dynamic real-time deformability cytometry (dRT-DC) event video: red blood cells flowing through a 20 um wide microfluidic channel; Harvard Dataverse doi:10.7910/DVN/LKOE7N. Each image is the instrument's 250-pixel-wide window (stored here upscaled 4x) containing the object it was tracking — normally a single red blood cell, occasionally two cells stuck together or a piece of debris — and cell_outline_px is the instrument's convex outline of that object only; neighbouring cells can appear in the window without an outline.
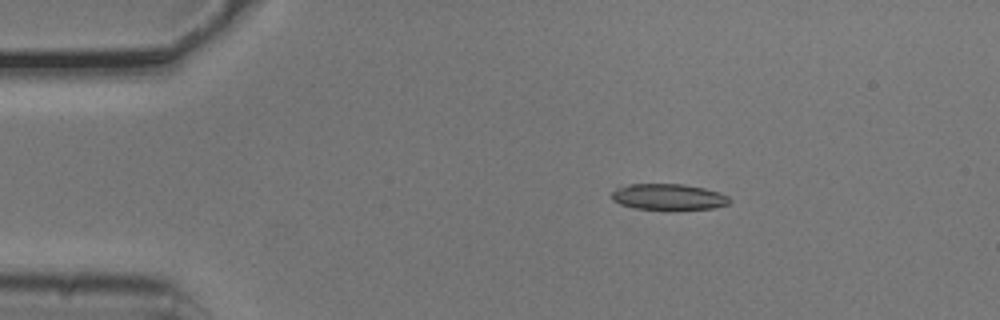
{"species": "common noctule bat (a hibernating species)", "species_latin": "Nyctalus noctula", "temperature_condition": "cold", "stored_images_in_passage": 6, "camera_frame_rate_fps": 3000, "um_per_image_px": 0.085, "animal": {"sex": "male", "body_mass_g": 20.5, "forearm_length_mm": 52.5}, "frame": {"image": 1, "passage_image": 3, "time_ms": 0.667, "image_size_px": [1000, 320], "cell_outline_px": [[732, 200], [728, 204], [712, 208], [636, 208], [620, 204], [612, 200], [612, 192], [616, 188], [632, 184], [684, 184], [704, 188], [720, 192], [728, 196]], "centroid_in_image_um": [56.83, 16.71], "position_along_channel_um": 28.2, "area_um2": 17.46}}
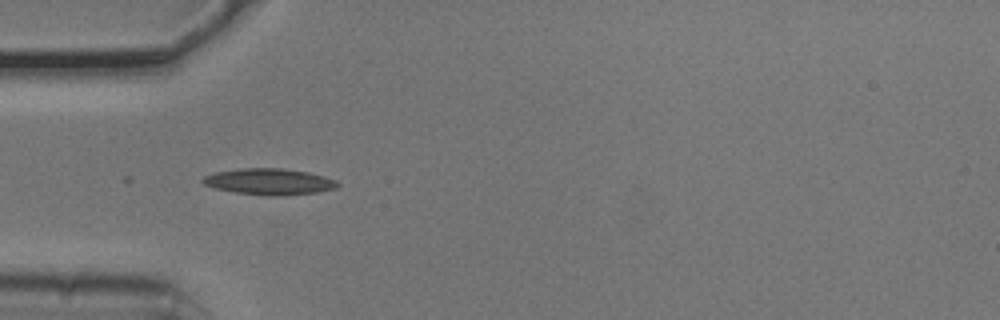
{"frame": {"image": 2, "passage_image": 5, "time_ms": 1.333, "image_size_px": [1000, 320], "cell_outline_px": [[340, 184], [336, 188], [316, 192], [284, 196], [268, 196], [236, 192], [216, 188], [204, 184], [200, 180], [204, 176], [216, 172], [244, 168], [280, 168], [308, 172], [324, 176], [336, 180]], "centroid_in_image_um": [22.91, 15.44], "position_along_channel_um": 62.1, "area_um2": 20.52}}
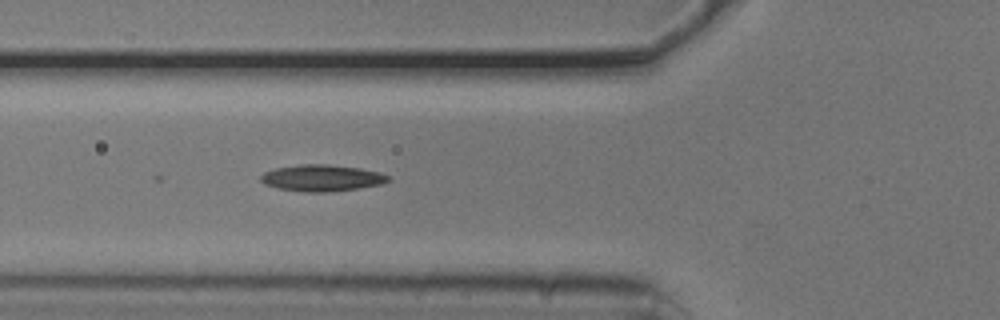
{"frame": {"image": 3, "passage_image": 6, "time_ms": 1.667, "image_size_px": [1000, 320], "cell_outline_px": [[392, 180], [380, 184], [360, 188], [328, 192], [304, 192], [280, 188], [264, 184], [260, 180], [260, 176], [264, 172], [276, 168], [304, 164], [328, 164], [360, 168], [380, 172], [392, 176]], "centroid_in_image_um": [27.41, 15.13], "position_along_channel_um": 98.4, "area_um2": 19.77}}